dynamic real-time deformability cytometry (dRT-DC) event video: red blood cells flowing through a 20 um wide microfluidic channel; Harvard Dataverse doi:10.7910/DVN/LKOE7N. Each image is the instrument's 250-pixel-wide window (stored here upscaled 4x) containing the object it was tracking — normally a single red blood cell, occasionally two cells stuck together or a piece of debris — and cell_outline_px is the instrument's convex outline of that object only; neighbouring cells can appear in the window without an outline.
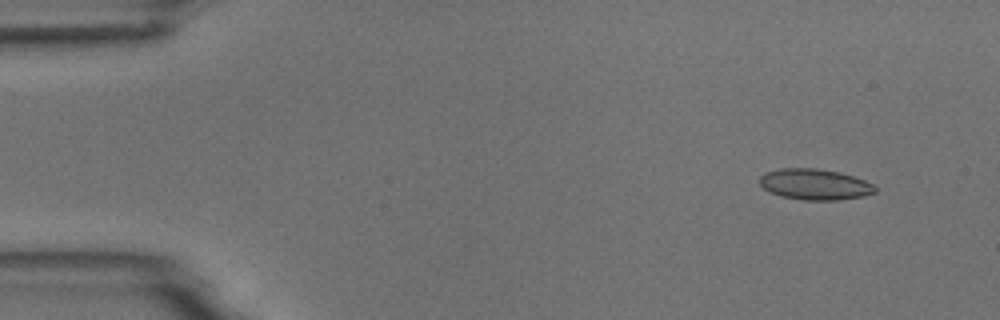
{"species": "common noctule bat (a hibernating species)", "species_latin": "Nyctalus noctula", "temperature_condition": "room temperature", "stored_images_in_passage": 5, "camera_frame_rate_fps": 3000, "um_per_image_px": 0.085, "animal": {"sex": "male", "body_mass_g": 18.8}, "frame": {"image": 1, "passage_image": 2, "time_ms": 1.333, "image_size_px": [1000, 320], "cell_outline_px": [[876, 192], [864, 196], [840, 200], [804, 200], [780, 196], [768, 192], [760, 184], [760, 176], [764, 172], [780, 168], [816, 168], [840, 172], [876, 184]], "centroid_in_image_um": [69.26, 15.67], "position_along_channel_um": 15.7, "area_um2": 21.04}}
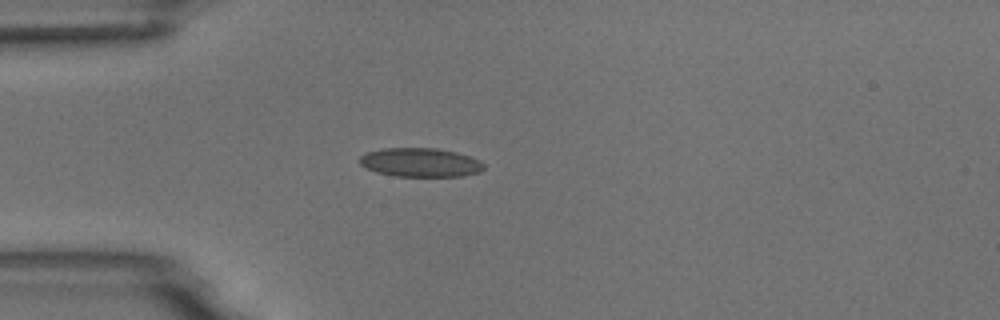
{"frame": {"image": 2, "passage_image": 5, "time_ms": 4.667, "image_size_px": [1000, 320], "cell_outline_px": [[484, 168], [480, 172], [464, 176], [396, 176], [376, 172], [360, 164], [360, 156], [368, 152], [384, 148], [436, 148], [456, 152], [480, 160], [484, 164]], "centroid_in_image_um": [35.76, 13.81], "position_along_channel_um": 49.2, "area_um2": 20.81}}